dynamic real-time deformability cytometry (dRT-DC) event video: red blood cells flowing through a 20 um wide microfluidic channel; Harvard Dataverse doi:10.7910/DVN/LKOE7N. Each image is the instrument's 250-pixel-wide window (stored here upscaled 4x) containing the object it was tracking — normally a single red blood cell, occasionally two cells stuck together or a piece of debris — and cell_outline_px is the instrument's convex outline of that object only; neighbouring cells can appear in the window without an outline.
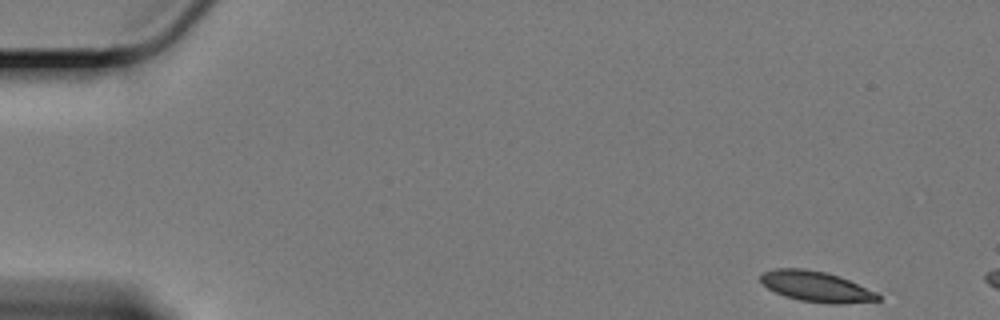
{"species": "Egyptian fruit bat (a non-hibernating species)", "species_latin": "Rousettus aegyptiacus", "temperature_condition": "cold", "stored_images_in_passage": 55, "camera_frame_rate_fps": 3000, "um_per_image_px": 0.085, "animal": {"sex": "female"}, "frame": {"image": 1, "passage_image": 1, "time_ms": 0.0, "image_size_px": [1000, 320], "cell_outline_px": [[880, 300], [844, 304], [828, 304], [800, 300], [784, 296], [768, 288], [760, 280], [760, 276], [764, 272], [776, 268], [804, 268], [824, 272], [840, 276], [876, 292], [880, 296]], "centroid_in_image_um": [69.39, 24.36], "position_along_channel_um": 15.6, "area_um2": 20.81}}
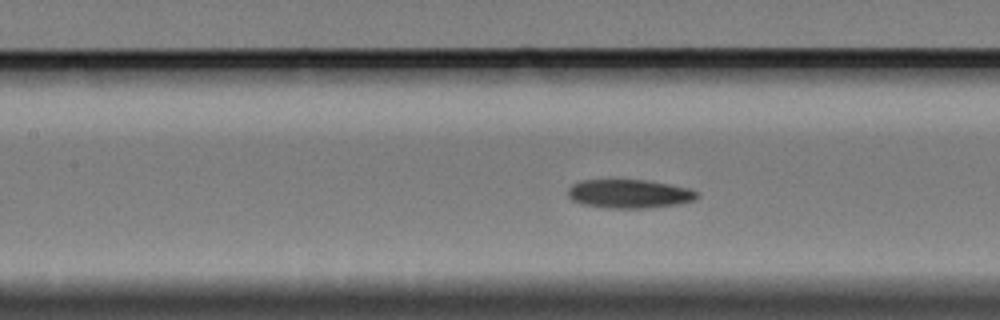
{"frame": {"image": 2, "passage_image": 24, "time_ms": 7.667, "image_size_px": [1000, 320], "cell_outline_px": [[700, 196], [696, 200], [680, 204], [644, 208], [608, 208], [580, 204], [572, 200], [568, 196], [568, 188], [572, 184], [580, 180], [648, 180], [688, 188], [700, 192]], "centroid_in_image_um": [53.51, 16.47], "position_along_channel_um": 153.9, "area_um2": 21.85}}
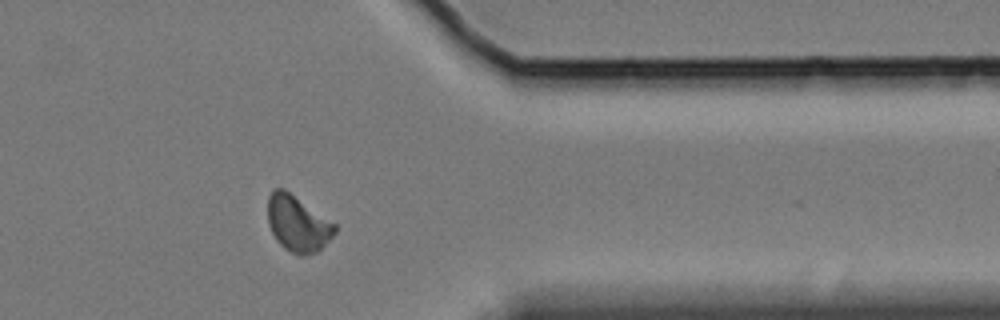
{"frame": {"image": 3, "passage_image": 46, "time_ms": 15.0, "image_size_px": [1000, 320], "cell_outline_px": [[336, 232], [316, 252], [300, 256], [284, 248], [276, 240], [268, 224], [268, 196], [272, 188], [284, 188], [336, 224]], "centroid_in_image_um": [25.28, 18.98], "position_along_channel_um": 386.1, "area_um2": 21.73}, "authors_computed_cell_mechanics": {"area_um2": 21.5594, "velocity_mm_per_s": 3.3105, "shape_relaxation_time_tau1_ms": 5.8284, "shape_relaxation_time_tau2_ms": null, "deformation_change_tau1": 0.1381, "deformation_change_tau2": null}}